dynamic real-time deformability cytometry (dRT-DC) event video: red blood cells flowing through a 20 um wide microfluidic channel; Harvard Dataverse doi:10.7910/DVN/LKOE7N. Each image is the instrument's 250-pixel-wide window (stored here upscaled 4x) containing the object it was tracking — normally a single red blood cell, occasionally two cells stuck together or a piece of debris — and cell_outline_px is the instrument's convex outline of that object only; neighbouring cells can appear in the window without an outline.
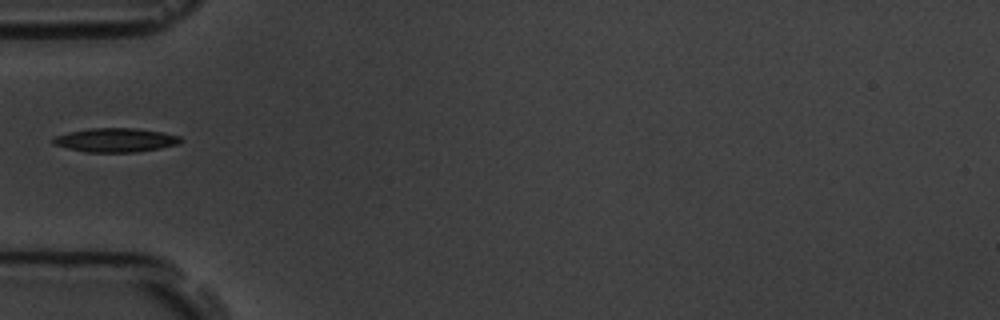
{"species": "common noctule bat (a hibernating species)", "species_latin": "Nyctalus noctula", "temperature_condition": "room temperature", "stored_images_in_passage": 4, "camera_frame_rate_fps": 3000, "um_per_image_px": 0.085, "animal": {"sex": "male", "body_mass_g": 19.5, "forearm_length_mm": 54.6}, "frame": {"image": 1, "passage_image": 1, "time_ms": 0.0, "image_size_px": [1000, 320], "cell_outline_px": [[184, 140], [180, 144], [160, 148], [136, 152], [84, 152], [52, 144], [52, 140], [56, 136], [68, 132], [88, 128], [136, 128], [160, 132], [180, 136]], "centroid_in_image_um": [9.83, 11.91], "position_along_channel_um": 75.2, "area_um2": 17.86}}
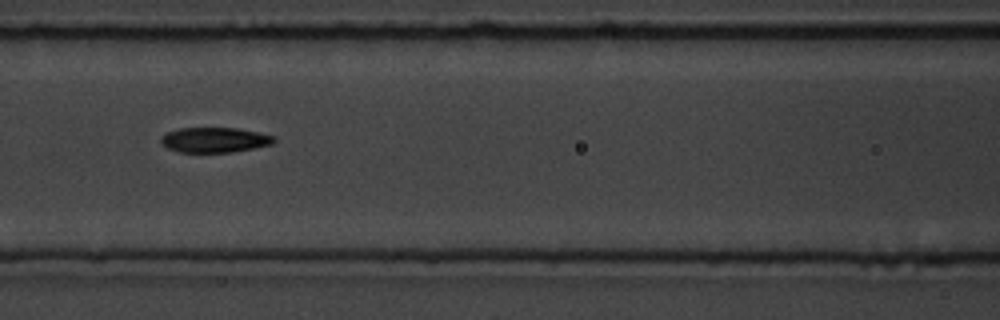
{"frame": {"image": 2, "passage_image": 3, "time_ms": 2.0, "image_size_px": [1000, 320], "cell_outline_px": [[276, 140], [272, 144], [232, 152], [180, 152], [168, 148], [160, 144], [160, 136], [168, 132], [180, 128], [236, 128], [256, 132], [272, 136]], "centroid_in_image_um": [18.18, 11.89], "position_along_channel_um": 148.4, "area_um2": 16.36}}
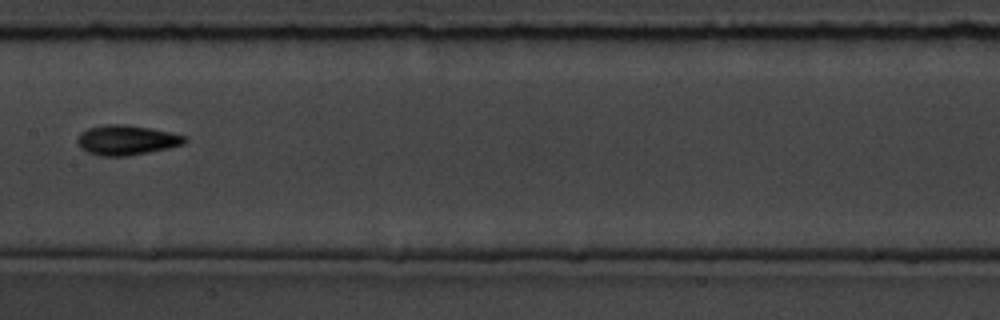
{"frame": {"image": 3, "passage_image": 4, "time_ms": 3.333, "image_size_px": [1000, 320], "cell_outline_px": [[188, 140], [184, 144], [168, 148], [128, 156], [100, 156], [88, 152], [80, 148], [76, 140], [76, 136], [80, 132], [88, 128], [104, 124], [124, 124], [148, 128], [168, 132], [184, 136]], "centroid_in_image_um": [10.7, 11.91], "position_along_channel_um": 196.7, "area_um2": 18.67}}